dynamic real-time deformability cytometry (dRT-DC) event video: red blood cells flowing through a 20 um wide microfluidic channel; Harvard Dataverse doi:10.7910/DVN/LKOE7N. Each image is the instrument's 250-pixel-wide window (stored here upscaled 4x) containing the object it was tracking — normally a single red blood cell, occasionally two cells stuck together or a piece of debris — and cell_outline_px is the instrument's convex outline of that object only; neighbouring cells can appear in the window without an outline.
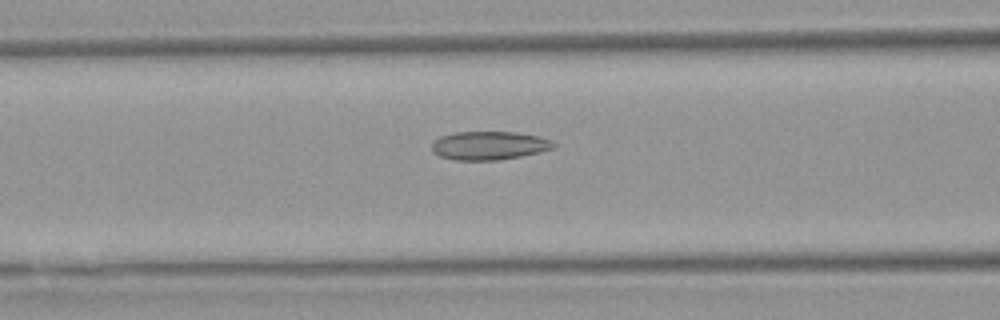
{"species": "Egyptian fruit bat (a non-hibernating species)", "species_latin": "Rousettus aegyptiacus", "temperature_condition": "warm", "stored_images_in_passage": 33, "camera_frame_rate_fps": 3000, "um_per_image_px": 0.085, "animal": {"sex": "female"}, "frame": {"image": 1, "passage_image": 11, "time_ms": 3.333, "image_size_px": [1000, 320], "cell_outline_px": [[556, 144], [552, 148], [540, 152], [520, 156], [496, 160], [452, 160], [440, 156], [432, 152], [432, 144], [440, 136], [456, 132], [516, 132], [536, 136], [548, 140]], "centroid_in_image_um": [41.52, 12.37], "position_along_channel_um": 125.1, "area_um2": 20.0}}
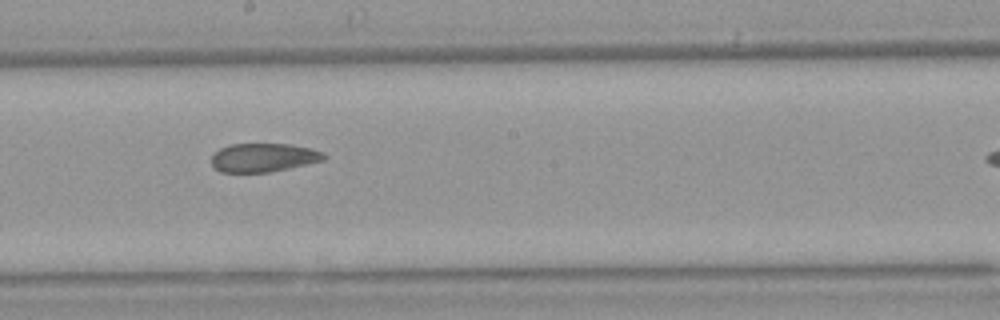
{"frame": {"image": 2, "passage_image": 19, "time_ms": 6.0, "image_size_px": [1000, 320], "cell_outline_px": [[328, 156], [324, 160], [288, 168], [268, 172], [220, 172], [212, 164], [212, 156], [220, 148], [228, 144], [292, 144], [324, 152]], "centroid_in_image_um": [22.4, 13.38], "position_along_channel_um": 225.8, "area_um2": 18.67}}
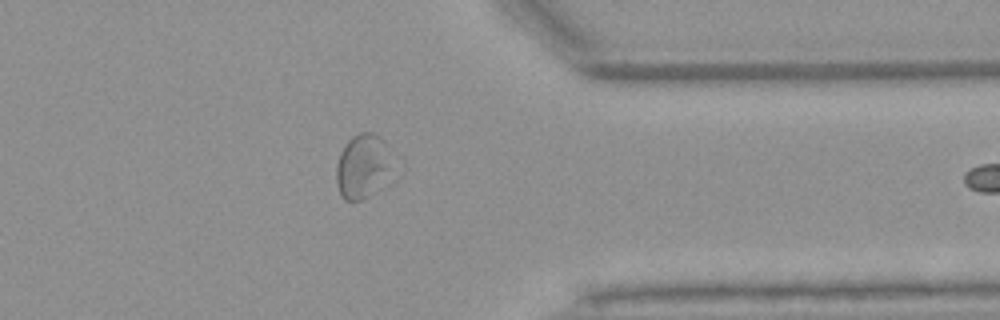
{"frame": {"image": 3, "passage_image": 32, "time_ms": 10.333, "image_size_px": [1000, 320], "cell_outline_px": [[384, 176], [368, 196], [360, 200], [344, 200], [340, 196], [336, 184], [336, 168], [340, 152], [348, 140], [352, 136], [360, 132], [372, 132], [380, 136], [384, 140]], "centroid_in_image_um": [30.63, 14.11], "position_along_channel_um": 380.8, "area_um2": 19.31}}